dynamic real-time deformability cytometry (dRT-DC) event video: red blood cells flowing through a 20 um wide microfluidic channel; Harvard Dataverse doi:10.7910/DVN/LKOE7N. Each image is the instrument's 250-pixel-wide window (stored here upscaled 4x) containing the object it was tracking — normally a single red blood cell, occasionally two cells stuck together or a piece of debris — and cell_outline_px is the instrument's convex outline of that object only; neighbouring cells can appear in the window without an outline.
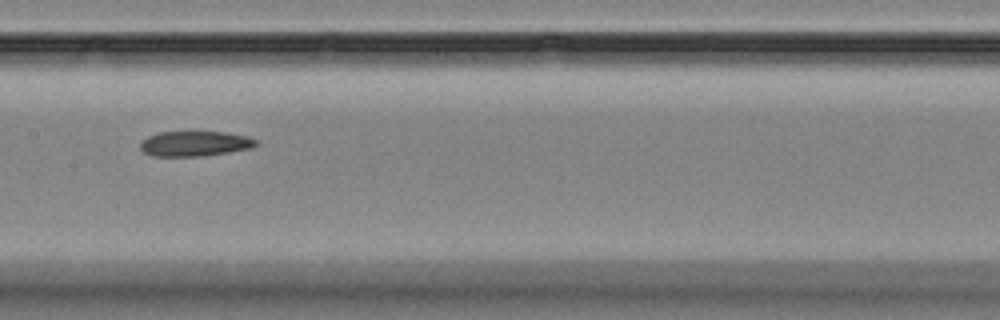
{"species": "Egyptian fruit bat (a non-hibernating species)", "species_latin": "Rousettus aegyptiacus", "temperature_condition": "room temperature", "stored_images_in_passage": 6, "camera_frame_rate_fps": 3000, "um_per_image_px": 0.085, "animal": {"sex": "female"}, "frame": {"image": 1, "passage_image": 5, "time_ms": 5.667, "image_size_px": [1000, 320], "cell_outline_px": [[260, 144], [252, 148], [228, 152], [200, 156], [152, 156], [144, 152], [140, 148], [140, 144], [148, 136], [160, 132], [224, 132], [248, 136], [256, 140]], "centroid_in_image_um": [16.59, 12.21], "position_along_channel_um": 190.8, "area_um2": 16.88}}